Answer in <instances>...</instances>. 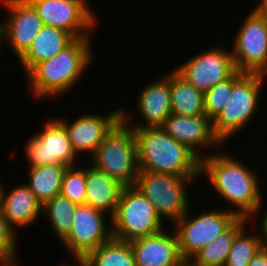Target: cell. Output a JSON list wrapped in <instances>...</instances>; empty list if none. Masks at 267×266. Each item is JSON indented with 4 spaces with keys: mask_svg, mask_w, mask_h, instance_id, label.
Returning <instances> with one entry per match:
<instances>
[{
    "mask_svg": "<svg viewBox=\"0 0 267 266\" xmlns=\"http://www.w3.org/2000/svg\"><path fill=\"white\" fill-rule=\"evenodd\" d=\"M105 215L107 214L87 204L77 205L70 234L62 242L64 249L75 260H82L112 238L111 221L106 222Z\"/></svg>",
    "mask_w": 267,
    "mask_h": 266,
    "instance_id": "cell-12",
    "label": "cell"
},
{
    "mask_svg": "<svg viewBox=\"0 0 267 266\" xmlns=\"http://www.w3.org/2000/svg\"><path fill=\"white\" fill-rule=\"evenodd\" d=\"M236 71L229 79L212 86L204 93L205 115L212 121L224 108L229 99L233 85L244 75Z\"/></svg>",
    "mask_w": 267,
    "mask_h": 266,
    "instance_id": "cell-28",
    "label": "cell"
},
{
    "mask_svg": "<svg viewBox=\"0 0 267 266\" xmlns=\"http://www.w3.org/2000/svg\"><path fill=\"white\" fill-rule=\"evenodd\" d=\"M41 212L42 205L25 183L18 184L8 193L5 192L1 213L14 232L19 227H31L33 223L38 221L40 214H43Z\"/></svg>",
    "mask_w": 267,
    "mask_h": 266,
    "instance_id": "cell-19",
    "label": "cell"
},
{
    "mask_svg": "<svg viewBox=\"0 0 267 266\" xmlns=\"http://www.w3.org/2000/svg\"><path fill=\"white\" fill-rule=\"evenodd\" d=\"M263 215V217H262ZM260 229L261 230V234H262V243H263V248L267 250V211L264 214L260 215Z\"/></svg>",
    "mask_w": 267,
    "mask_h": 266,
    "instance_id": "cell-32",
    "label": "cell"
},
{
    "mask_svg": "<svg viewBox=\"0 0 267 266\" xmlns=\"http://www.w3.org/2000/svg\"><path fill=\"white\" fill-rule=\"evenodd\" d=\"M75 263H76L75 266H86L85 263L82 260H76ZM59 266H73V265L72 264L68 265V263H67V264H62V265H59Z\"/></svg>",
    "mask_w": 267,
    "mask_h": 266,
    "instance_id": "cell-36",
    "label": "cell"
},
{
    "mask_svg": "<svg viewBox=\"0 0 267 266\" xmlns=\"http://www.w3.org/2000/svg\"><path fill=\"white\" fill-rule=\"evenodd\" d=\"M232 42L236 71L267 76V21L264 18L252 10Z\"/></svg>",
    "mask_w": 267,
    "mask_h": 266,
    "instance_id": "cell-10",
    "label": "cell"
},
{
    "mask_svg": "<svg viewBox=\"0 0 267 266\" xmlns=\"http://www.w3.org/2000/svg\"><path fill=\"white\" fill-rule=\"evenodd\" d=\"M160 231L129 242L135 258V266H183L176 234ZM166 232V233H165Z\"/></svg>",
    "mask_w": 267,
    "mask_h": 266,
    "instance_id": "cell-18",
    "label": "cell"
},
{
    "mask_svg": "<svg viewBox=\"0 0 267 266\" xmlns=\"http://www.w3.org/2000/svg\"><path fill=\"white\" fill-rule=\"evenodd\" d=\"M88 166L86 167L85 204L108 213L111 221L124 186L92 165Z\"/></svg>",
    "mask_w": 267,
    "mask_h": 266,
    "instance_id": "cell-20",
    "label": "cell"
},
{
    "mask_svg": "<svg viewBox=\"0 0 267 266\" xmlns=\"http://www.w3.org/2000/svg\"><path fill=\"white\" fill-rule=\"evenodd\" d=\"M174 70L203 93L236 72L231 51L222 45L195 54Z\"/></svg>",
    "mask_w": 267,
    "mask_h": 266,
    "instance_id": "cell-13",
    "label": "cell"
},
{
    "mask_svg": "<svg viewBox=\"0 0 267 266\" xmlns=\"http://www.w3.org/2000/svg\"><path fill=\"white\" fill-rule=\"evenodd\" d=\"M195 178L139 171L134 187L152 202L162 220L174 223L189 210L186 189Z\"/></svg>",
    "mask_w": 267,
    "mask_h": 266,
    "instance_id": "cell-7",
    "label": "cell"
},
{
    "mask_svg": "<svg viewBox=\"0 0 267 266\" xmlns=\"http://www.w3.org/2000/svg\"><path fill=\"white\" fill-rule=\"evenodd\" d=\"M82 261L86 266H135L130 244L115 238L88 253Z\"/></svg>",
    "mask_w": 267,
    "mask_h": 266,
    "instance_id": "cell-25",
    "label": "cell"
},
{
    "mask_svg": "<svg viewBox=\"0 0 267 266\" xmlns=\"http://www.w3.org/2000/svg\"><path fill=\"white\" fill-rule=\"evenodd\" d=\"M16 259H17V257L9 259V260L1 261L0 265L1 266H18Z\"/></svg>",
    "mask_w": 267,
    "mask_h": 266,
    "instance_id": "cell-34",
    "label": "cell"
},
{
    "mask_svg": "<svg viewBox=\"0 0 267 266\" xmlns=\"http://www.w3.org/2000/svg\"><path fill=\"white\" fill-rule=\"evenodd\" d=\"M163 223L148 198L134 186L124 187L111 218L112 238L129 243L159 233Z\"/></svg>",
    "mask_w": 267,
    "mask_h": 266,
    "instance_id": "cell-6",
    "label": "cell"
},
{
    "mask_svg": "<svg viewBox=\"0 0 267 266\" xmlns=\"http://www.w3.org/2000/svg\"><path fill=\"white\" fill-rule=\"evenodd\" d=\"M183 266H191L189 263H185Z\"/></svg>",
    "mask_w": 267,
    "mask_h": 266,
    "instance_id": "cell-37",
    "label": "cell"
},
{
    "mask_svg": "<svg viewBox=\"0 0 267 266\" xmlns=\"http://www.w3.org/2000/svg\"><path fill=\"white\" fill-rule=\"evenodd\" d=\"M188 212L189 210L172 224L181 257L186 263L239 219L230 208L207 212L204 210L197 217H190Z\"/></svg>",
    "mask_w": 267,
    "mask_h": 266,
    "instance_id": "cell-8",
    "label": "cell"
},
{
    "mask_svg": "<svg viewBox=\"0 0 267 266\" xmlns=\"http://www.w3.org/2000/svg\"><path fill=\"white\" fill-rule=\"evenodd\" d=\"M66 169L67 166L55 164L28 168L29 181L25 185L42 206L55 196L60 195Z\"/></svg>",
    "mask_w": 267,
    "mask_h": 266,
    "instance_id": "cell-23",
    "label": "cell"
},
{
    "mask_svg": "<svg viewBox=\"0 0 267 266\" xmlns=\"http://www.w3.org/2000/svg\"><path fill=\"white\" fill-rule=\"evenodd\" d=\"M79 166L67 167L60 190L61 196L77 205L85 204L86 195V167Z\"/></svg>",
    "mask_w": 267,
    "mask_h": 266,
    "instance_id": "cell-29",
    "label": "cell"
},
{
    "mask_svg": "<svg viewBox=\"0 0 267 266\" xmlns=\"http://www.w3.org/2000/svg\"><path fill=\"white\" fill-rule=\"evenodd\" d=\"M172 70L170 71L172 113L184 116L205 115L204 93L190 85L174 69Z\"/></svg>",
    "mask_w": 267,
    "mask_h": 266,
    "instance_id": "cell-22",
    "label": "cell"
},
{
    "mask_svg": "<svg viewBox=\"0 0 267 266\" xmlns=\"http://www.w3.org/2000/svg\"><path fill=\"white\" fill-rule=\"evenodd\" d=\"M5 190L6 189L3 188L2 182L0 180V212L2 211V207H3Z\"/></svg>",
    "mask_w": 267,
    "mask_h": 266,
    "instance_id": "cell-35",
    "label": "cell"
},
{
    "mask_svg": "<svg viewBox=\"0 0 267 266\" xmlns=\"http://www.w3.org/2000/svg\"><path fill=\"white\" fill-rule=\"evenodd\" d=\"M89 159L94 168L124 187L134 186L139 169L133 128L121 120Z\"/></svg>",
    "mask_w": 267,
    "mask_h": 266,
    "instance_id": "cell-4",
    "label": "cell"
},
{
    "mask_svg": "<svg viewBox=\"0 0 267 266\" xmlns=\"http://www.w3.org/2000/svg\"><path fill=\"white\" fill-rule=\"evenodd\" d=\"M91 38L75 39L54 57L36 64L26 75L35 98H50L74 88L93 62Z\"/></svg>",
    "mask_w": 267,
    "mask_h": 266,
    "instance_id": "cell-2",
    "label": "cell"
},
{
    "mask_svg": "<svg viewBox=\"0 0 267 266\" xmlns=\"http://www.w3.org/2000/svg\"><path fill=\"white\" fill-rule=\"evenodd\" d=\"M138 93L136 108L142 117L140 124L130 125L128 119L132 116L126 109H121L122 121L132 128L161 127L172 113L170 94V71L159 80L143 87ZM130 116V117H128Z\"/></svg>",
    "mask_w": 267,
    "mask_h": 266,
    "instance_id": "cell-16",
    "label": "cell"
},
{
    "mask_svg": "<svg viewBox=\"0 0 267 266\" xmlns=\"http://www.w3.org/2000/svg\"><path fill=\"white\" fill-rule=\"evenodd\" d=\"M77 204L71 202L68 198L61 195L55 196L42 206V212L45 213L55 232L58 240L62 243L70 234L72 228V219Z\"/></svg>",
    "mask_w": 267,
    "mask_h": 266,
    "instance_id": "cell-26",
    "label": "cell"
},
{
    "mask_svg": "<svg viewBox=\"0 0 267 266\" xmlns=\"http://www.w3.org/2000/svg\"><path fill=\"white\" fill-rule=\"evenodd\" d=\"M57 119L64 125L76 155L79 157L82 152L83 154L86 152V155L89 154L88 157H91L99 144L122 120V114L121 108H118L105 116L97 113H86L77 117L73 122H68L67 118L62 117Z\"/></svg>",
    "mask_w": 267,
    "mask_h": 266,
    "instance_id": "cell-15",
    "label": "cell"
},
{
    "mask_svg": "<svg viewBox=\"0 0 267 266\" xmlns=\"http://www.w3.org/2000/svg\"><path fill=\"white\" fill-rule=\"evenodd\" d=\"M246 226L235 236L225 266H248L263 248L262 234L247 232ZM252 233V234H251Z\"/></svg>",
    "mask_w": 267,
    "mask_h": 266,
    "instance_id": "cell-27",
    "label": "cell"
},
{
    "mask_svg": "<svg viewBox=\"0 0 267 266\" xmlns=\"http://www.w3.org/2000/svg\"><path fill=\"white\" fill-rule=\"evenodd\" d=\"M248 266H267V250L262 248L249 262Z\"/></svg>",
    "mask_w": 267,
    "mask_h": 266,
    "instance_id": "cell-31",
    "label": "cell"
},
{
    "mask_svg": "<svg viewBox=\"0 0 267 266\" xmlns=\"http://www.w3.org/2000/svg\"><path fill=\"white\" fill-rule=\"evenodd\" d=\"M139 171L200 177V159L161 127L133 128Z\"/></svg>",
    "mask_w": 267,
    "mask_h": 266,
    "instance_id": "cell-3",
    "label": "cell"
},
{
    "mask_svg": "<svg viewBox=\"0 0 267 266\" xmlns=\"http://www.w3.org/2000/svg\"><path fill=\"white\" fill-rule=\"evenodd\" d=\"M266 76L245 73L232 87L224 108L212 120L214 135L224 145L256 116Z\"/></svg>",
    "mask_w": 267,
    "mask_h": 266,
    "instance_id": "cell-5",
    "label": "cell"
},
{
    "mask_svg": "<svg viewBox=\"0 0 267 266\" xmlns=\"http://www.w3.org/2000/svg\"><path fill=\"white\" fill-rule=\"evenodd\" d=\"M17 232L9 226L0 212V262L17 257Z\"/></svg>",
    "mask_w": 267,
    "mask_h": 266,
    "instance_id": "cell-30",
    "label": "cell"
},
{
    "mask_svg": "<svg viewBox=\"0 0 267 266\" xmlns=\"http://www.w3.org/2000/svg\"><path fill=\"white\" fill-rule=\"evenodd\" d=\"M239 218L227 231L198 252L188 263L191 266H225L235 236L248 224Z\"/></svg>",
    "mask_w": 267,
    "mask_h": 266,
    "instance_id": "cell-24",
    "label": "cell"
},
{
    "mask_svg": "<svg viewBox=\"0 0 267 266\" xmlns=\"http://www.w3.org/2000/svg\"><path fill=\"white\" fill-rule=\"evenodd\" d=\"M242 163L223 151L205 154L200 160V176H206L219 197L233 206V213L252 221L263 208V195L257 173Z\"/></svg>",
    "mask_w": 267,
    "mask_h": 266,
    "instance_id": "cell-1",
    "label": "cell"
},
{
    "mask_svg": "<svg viewBox=\"0 0 267 266\" xmlns=\"http://www.w3.org/2000/svg\"><path fill=\"white\" fill-rule=\"evenodd\" d=\"M253 11L267 21V0H260V3L255 5Z\"/></svg>",
    "mask_w": 267,
    "mask_h": 266,
    "instance_id": "cell-33",
    "label": "cell"
},
{
    "mask_svg": "<svg viewBox=\"0 0 267 266\" xmlns=\"http://www.w3.org/2000/svg\"><path fill=\"white\" fill-rule=\"evenodd\" d=\"M161 128L166 134L186 146L200 160L205 156L200 149L211 146H223L214 135L212 121L206 115L184 116L171 113ZM203 147V148H202Z\"/></svg>",
    "mask_w": 267,
    "mask_h": 266,
    "instance_id": "cell-17",
    "label": "cell"
},
{
    "mask_svg": "<svg viewBox=\"0 0 267 266\" xmlns=\"http://www.w3.org/2000/svg\"><path fill=\"white\" fill-rule=\"evenodd\" d=\"M0 3L8 12L7 19L0 23V45L2 41L8 43L19 60L44 25L27 0H0Z\"/></svg>",
    "mask_w": 267,
    "mask_h": 266,
    "instance_id": "cell-14",
    "label": "cell"
},
{
    "mask_svg": "<svg viewBox=\"0 0 267 266\" xmlns=\"http://www.w3.org/2000/svg\"><path fill=\"white\" fill-rule=\"evenodd\" d=\"M74 40L70 33L44 25L18 63L27 74L36 64L54 57Z\"/></svg>",
    "mask_w": 267,
    "mask_h": 266,
    "instance_id": "cell-21",
    "label": "cell"
},
{
    "mask_svg": "<svg viewBox=\"0 0 267 266\" xmlns=\"http://www.w3.org/2000/svg\"><path fill=\"white\" fill-rule=\"evenodd\" d=\"M43 25L70 33L75 39L90 36L98 26L88 0H27ZM97 24V25H96ZM91 33V34H90Z\"/></svg>",
    "mask_w": 267,
    "mask_h": 266,
    "instance_id": "cell-9",
    "label": "cell"
},
{
    "mask_svg": "<svg viewBox=\"0 0 267 266\" xmlns=\"http://www.w3.org/2000/svg\"><path fill=\"white\" fill-rule=\"evenodd\" d=\"M43 125L42 130L25 144L28 168L54 164L67 167L78 165V156L73 151L64 125L57 118H50Z\"/></svg>",
    "mask_w": 267,
    "mask_h": 266,
    "instance_id": "cell-11",
    "label": "cell"
}]
</instances>
